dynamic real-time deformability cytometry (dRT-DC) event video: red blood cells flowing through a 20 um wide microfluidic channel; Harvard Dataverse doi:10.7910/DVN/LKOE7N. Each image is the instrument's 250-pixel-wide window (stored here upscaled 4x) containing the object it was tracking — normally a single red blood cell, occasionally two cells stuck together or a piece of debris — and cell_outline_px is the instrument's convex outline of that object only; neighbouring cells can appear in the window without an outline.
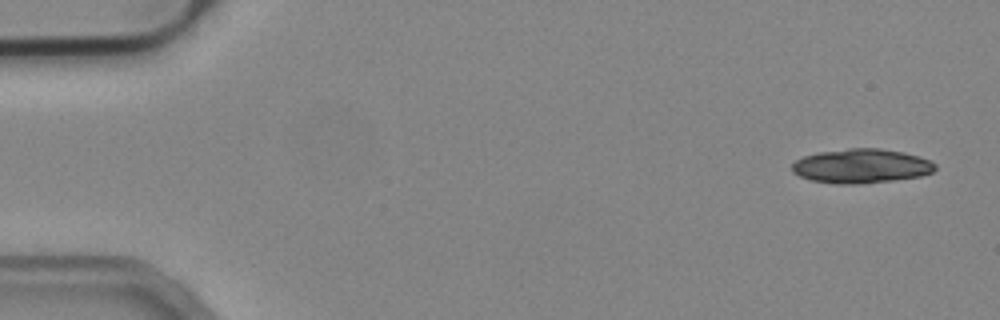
{"species": "common noctule bat (a hibernating species)", "species_latin": "Nyctalus noctula", "temperature_condition": "cold", "stored_images_in_passage": 20, "camera_frame_rate_fps": 3000, "um_per_image_px": 0.085, "animal": {"sex": "male", "body_mass_g": 19.2, "forearm_length_mm": 51.8}, "frame": {"image": 1, "passage_image": 1, "time_ms": 0.0, "image_size_px": [1000, 320], "cell_outline_px": [[936, 168], [932, 172], [920, 176], [892, 180], [856, 184], [836, 184], [812, 180], [800, 176], [792, 172], [792, 164], [796, 160], [804, 156], [820, 152], [848, 148], [880, 148], [904, 152], [920, 156], [936, 164]], "centroid_in_image_um": [73.21, 14.1], "position_along_channel_um": 11.8, "area_um2": 28.5}}
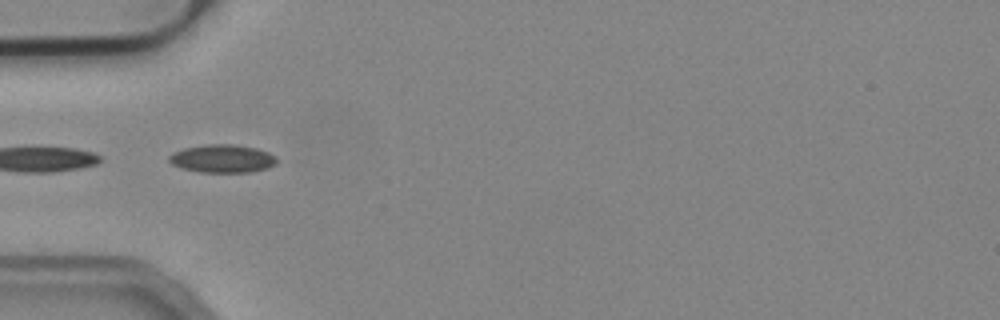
{"frame": {"image": 2, "passage_image": 16, "time_ms": 5.0, "image_size_px": [1000, 320], "cell_outline_px": [[276, 164], [268, 168], [248, 172], [200, 172], [180, 168], [172, 164], [168, 160], [168, 156], [172, 152], [184, 148], [208, 144], [232, 144], [256, 148], [268, 152], [276, 156]], "centroid_in_image_um": [18.88, 13.48], "position_along_channel_um": 66.1, "area_um2": 17.69}}